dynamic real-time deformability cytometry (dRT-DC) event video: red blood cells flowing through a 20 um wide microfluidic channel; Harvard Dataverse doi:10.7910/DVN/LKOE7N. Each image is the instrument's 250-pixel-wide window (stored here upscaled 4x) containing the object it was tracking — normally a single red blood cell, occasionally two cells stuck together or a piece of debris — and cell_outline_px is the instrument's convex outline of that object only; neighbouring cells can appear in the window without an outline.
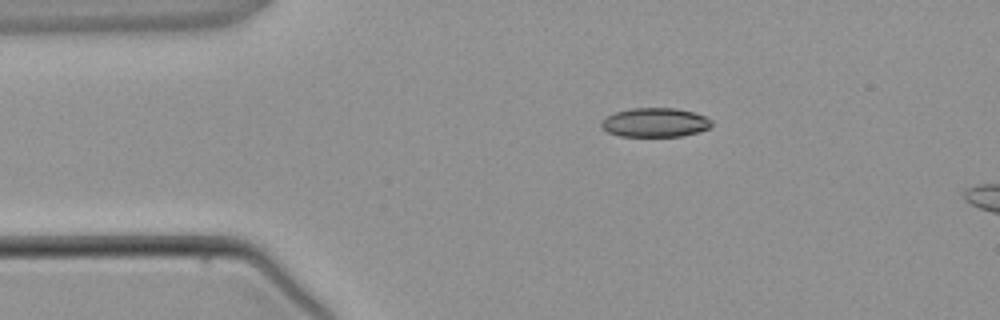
{"species": "common noctule bat (a hibernating species)", "species_latin": "Nyctalus noctula", "temperature_condition": "warm", "stored_images_in_passage": 4, "camera_frame_rate_fps": 3000, "um_per_image_px": 0.085, "animal": {"sex": "male", "body_mass_g": 21.5, "forearm_length_mm": 52.0}, "frame": {"image": 1, "passage_image": 4, "time_ms": 4.667, "image_size_px": [1000, 320], "cell_outline_px": [[712, 124], [708, 128], [696, 132], [680, 136], [620, 136], [608, 132], [600, 124], [600, 120], [616, 112], [632, 108], [676, 108], [692, 112], [704, 116], [712, 120]], "centroid_in_image_um": [55.66, 10.41], "position_along_channel_um": 29.3, "area_um2": 18.5}}